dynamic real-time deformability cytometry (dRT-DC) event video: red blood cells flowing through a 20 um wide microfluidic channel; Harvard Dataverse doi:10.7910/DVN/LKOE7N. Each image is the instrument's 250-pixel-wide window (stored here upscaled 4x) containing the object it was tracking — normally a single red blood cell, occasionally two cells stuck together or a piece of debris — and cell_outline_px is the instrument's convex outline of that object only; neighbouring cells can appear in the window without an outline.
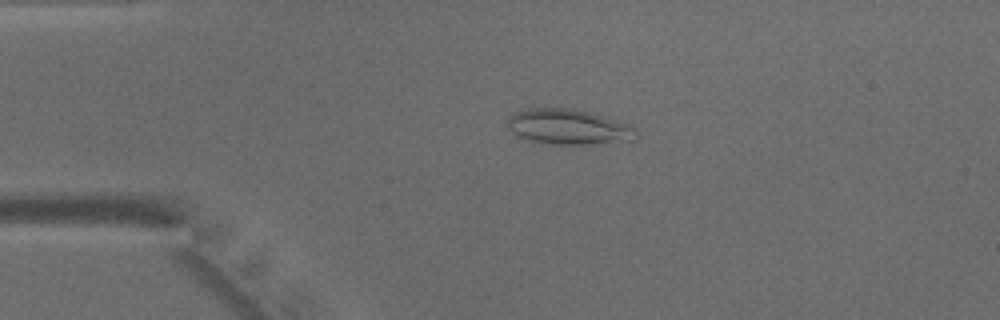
{"species": "common noctule bat (a hibernating species)", "species_latin": "Nyctalus noctula", "temperature_condition": "warm", "stored_images_in_passage": 42, "camera_frame_rate_fps": 3000, "um_per_image_px": 0.085, "animal": {"sex": "male", "body_mass_g": 15.6}, "frame": {"image": 1, "passage_image": 6, "time_ms": 1.667, "image_size_px": [1000, 320], "cell_outline_px": [[636, 140], [588, 144], [548, 144], [524, 140], [516, 136], [508, 128], [508, 116], [516, 112], [528, 108], [572, 108], [588, 112], [624, 124], [632, 128], [636, 132]], "centroid_in_image_um": [48.21, 10.8], "position_along_channel_um": 36.8, "area_um2": 26.18}}
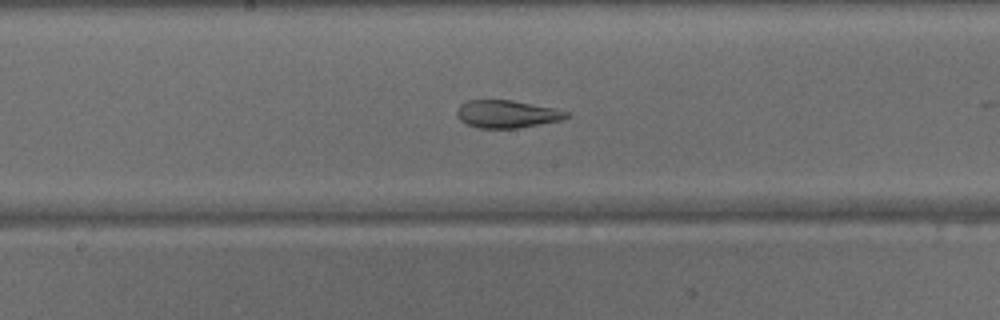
{"frame": {"image": 2, "passage_image": 20, "time_ms": 6.333, "image_size_px": [1000, 320], "cell_outline_px": [[572, 116], [560, 120], [516, 128], [476, 128], [460, 120], [456, 116], [456, 112], [460, 104], [468, 100], [512, 100], [552, 108], [568, 112]], "centroid_in_image_um": [43.05, 9.69], "position_along_channel_um": 205.2, "area_um2": 17.51}}
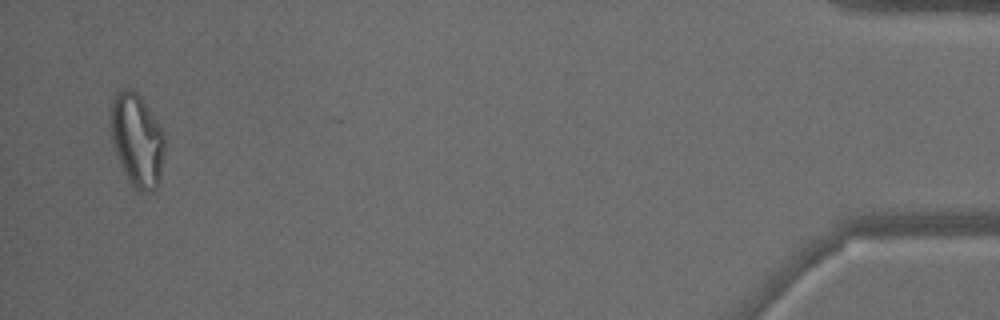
{"frame": {"image": 3, "passage_image": 41, "time_ms": 13.333, "image_size_px": [1000, 320], "cell_outline_px": [[164, 152], [160, 180], [156, 188], [152, 192], [136, 192], [128, 180], [120, 164], [112, 144], [112, 100], [120, 88], [132, 88], [140, 96], [164, 132]], "centroid_in_image_um": [11.66, 11.95], "position_along_channel_um": 423.5, "area_um2": 29.25}}